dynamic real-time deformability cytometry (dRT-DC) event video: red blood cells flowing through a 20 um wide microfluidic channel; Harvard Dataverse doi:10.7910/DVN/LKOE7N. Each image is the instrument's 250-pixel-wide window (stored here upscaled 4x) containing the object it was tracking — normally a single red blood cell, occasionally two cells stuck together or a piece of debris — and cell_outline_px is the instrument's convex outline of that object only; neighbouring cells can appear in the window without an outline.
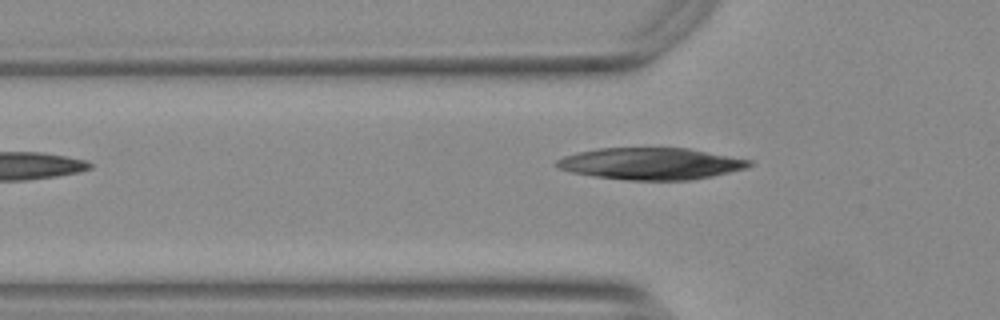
{"species": "Egyptian fruit bat (a non-hibernating species)", "species_latin": "Rousettus aegyptiacus", "temperature_condition": "warm", "stored_images_in_passage": 32, "camera_frame_rate_fps": 3000, "um_per_image_px": 0.085, "animal": {"sex": "female"}, "frame": {"image": 1, "passage_image": 2, "time_ms": 0.333, "image_size_px": [1000, 320], "cell_outline_px": [[752, 164], [748, 168], [712, 176], [688, 180], [628, 180], [592, 176], [572, 172], [560, 168], [552, 164], [556, 160], [564, 156], [596, 148], [688, 148], [752, 160]], "centroid_in_image_um": [55.32, 13.91], "position_along_channel_um": 70.5, "area_um2": 35.66}}
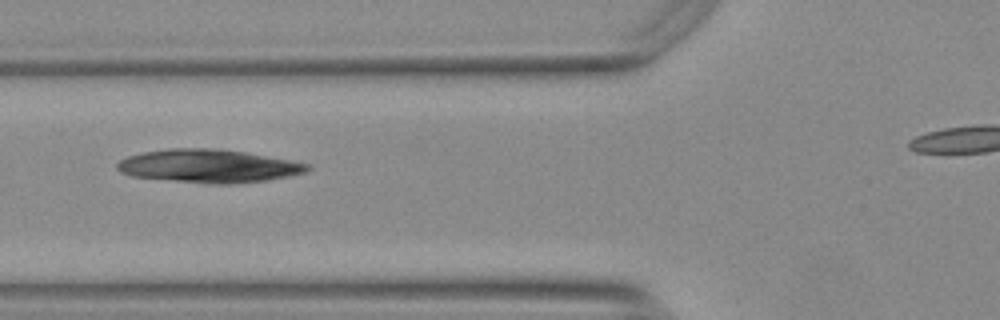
{"frame": {"image": 2, "passage_image": 5, "time_ms": 1.333, "image_size_px": [1000, 320], "cell_outline_px": [[312, 168], [308, 172], [288, 176], [264, 180], [236, 184], [204, 184], [132, 176], [120, 172], [116, 168], [116, 164], [120, 160], [128, 156], [144, 152], [168, 148], [212, 148], [244, 152], [288, 160], [308, 164]], "centroid_in_image_um": [17.7, 14.12], "position_along_channel_um": 108.1, "area_um2": 36.76}}
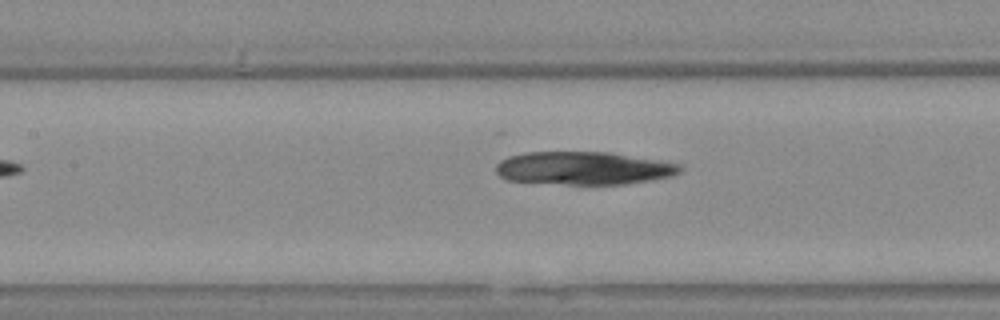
{"frame": {"image": 3, "passage_image": 9, "time_ms": 2.667, "image_size_px": [1000, 320], "cell_outline_px": [[684, 168], [680, 172], [672, 176], [624, 184], [568, 184], [508, 180], [500, 176], [496, 172], [496, 164], [500, 160], [508, 156], [524, 152], [608, 152], [680, 164]], "centroid_in_image_um": [49.58, 14.29], "position_along_channel_um": 157.8, "area_um2": 35.2}}